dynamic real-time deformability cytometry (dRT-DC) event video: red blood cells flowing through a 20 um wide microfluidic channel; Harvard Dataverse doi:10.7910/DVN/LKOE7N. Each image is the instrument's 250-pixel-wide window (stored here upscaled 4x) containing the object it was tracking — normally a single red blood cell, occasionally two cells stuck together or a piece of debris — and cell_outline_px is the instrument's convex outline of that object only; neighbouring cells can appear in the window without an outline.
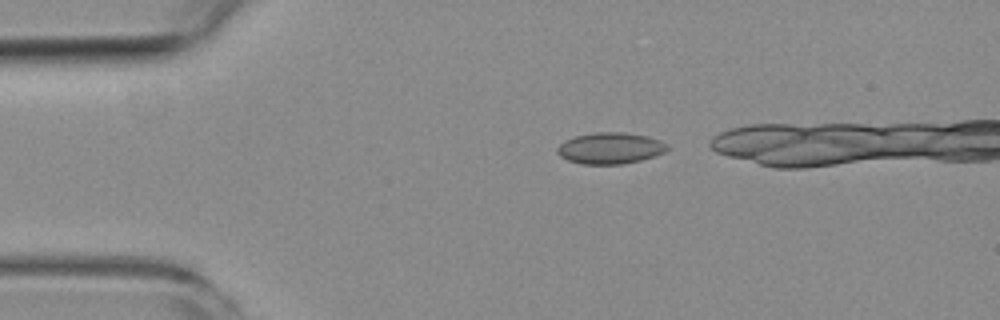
{"species": "common noctule bat (a hibernating species)", "species_latin": "Nyctalus noctula", "temperature_condition": "room temperature", "stored_images_in_passage": 4, "camera_frame_rate_fps": 3000, "um_per_image_px": 0.085, "animal": {"sex": "female", "body_mass_g": 19.3, "forearm_length_mm": 54.1}, "frame": {"image": 1, "passage_image": 1, "time_ms": 0.0, "image_size_px": [1000, 320], "cell_outline_px": [[668, 148], [664, 152], [640, 160], [624, 164], [580, 164], [568, 160], [560, 156], [556, 152], [556, 148], [564, 140], [576, 136], [596, 132], [624, 132], [648, 136], [660, 140], [668, 144]], "centroid_in_image_um": [51.85, 12.59], "position_along_channel_um": 33.2, "area_um2": 20.11}}